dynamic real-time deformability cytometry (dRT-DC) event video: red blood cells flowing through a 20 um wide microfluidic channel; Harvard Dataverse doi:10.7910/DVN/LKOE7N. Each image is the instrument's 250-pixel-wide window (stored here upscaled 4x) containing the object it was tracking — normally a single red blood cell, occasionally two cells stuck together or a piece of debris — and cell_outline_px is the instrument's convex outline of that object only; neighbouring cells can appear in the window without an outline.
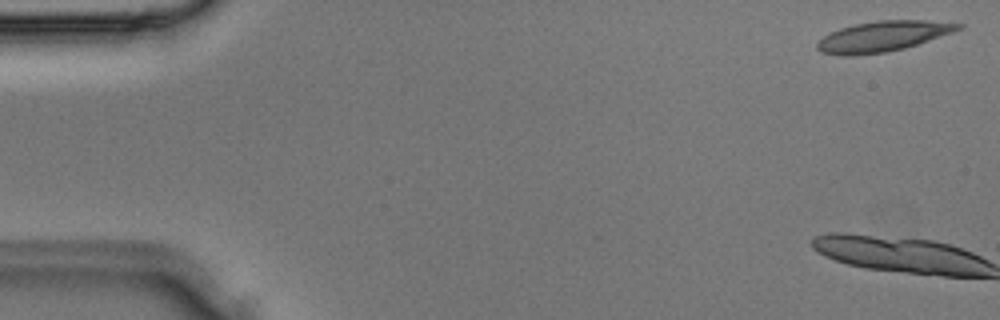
{"species": "Egyptian fruit bat (a non-hibernating species)", "species_latin": "Rousettus aegyptiacus", "temperature_condition": "room temperature", "stored_images_in_passage": 4, "camera_frame_rate_fps": 3000, "um_per_image_px": 0.085, "animal": {"sex": "male"}, "frame": {"image": 1, "passage_image": 1, "time_ms": 0.0, "image_size_px": [1000, 320], "cell_outline_px": [[964, 28], [904, 48], [888, 52], [852, 56], [840, 56], [820, 52], [816, 48], [816, 44], [824, 36], [840, 28], [852, 24], [876, 20], [928, 20], [964, 24]], "centroid_in_image_um": [75.01, 3.09], "position_along_channel_um": 10.0, "area_um2": 25.09}}